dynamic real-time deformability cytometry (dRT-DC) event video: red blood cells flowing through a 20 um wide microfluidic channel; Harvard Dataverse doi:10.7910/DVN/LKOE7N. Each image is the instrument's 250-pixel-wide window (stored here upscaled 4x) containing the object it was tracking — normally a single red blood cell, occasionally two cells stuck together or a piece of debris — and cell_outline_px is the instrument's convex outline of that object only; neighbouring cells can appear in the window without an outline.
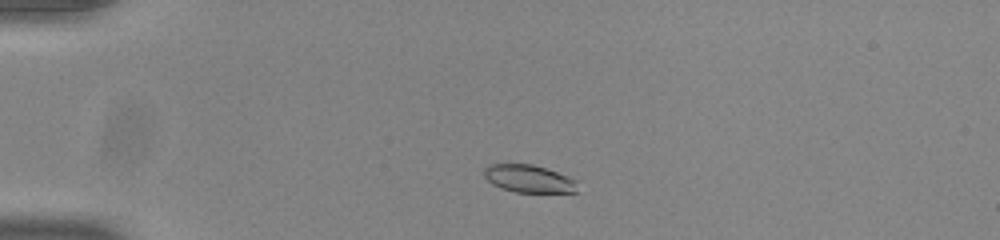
{"species": "common noctule bat (a hibernating species)", "species_latin": "Nyctalus noctula", "temperature_condition": "room temperature", "stored_images_in_passage": 46, "camera_frame_rate_fps": 3000, "um_per_image_px": 0.085, "animal": {"sex": "male", "body_mass_g": 20.0, "forearm_length_mm": 53.3}, "frame": {"image": 1, "passage_image": 5, "time_ms": 1.333, "image_size_px": [1000, 240], "cell_outline_px": [[576, 192], [516, 192], [500, 188], [492, 184], [484, 176], [484, 168], [488, 164], [532, 164], [568, 176], [576, 180]], "centroid_in_image_um": [44.91, 15.19], "position_along_channel_um": 40.1, "area_um2": 14.91}}
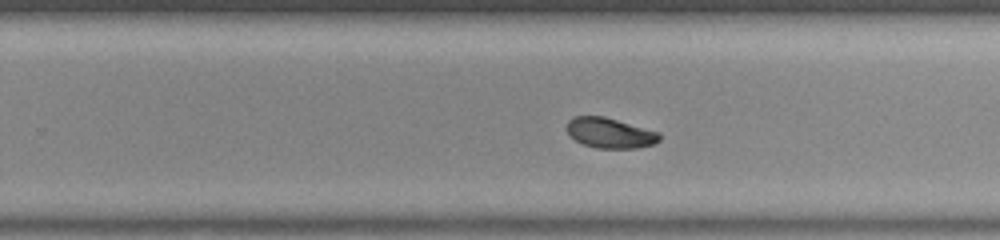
{"frame": {"image": 2, "passage_image": 27, "time_ms": 8.667, "image_size_px": [1000, 240], "cell_outline_px": [[660, 140], [656, 144], [636, 148], [596, 148], [584, 144], [576, 140], [568, 132], [568, 120], [572, 116], [604, 116], [660, 132]], "centroid_in_image_um": [51.89, 11.3], "position_along_channel_um": 277.9, "area_um2": 16.3}}
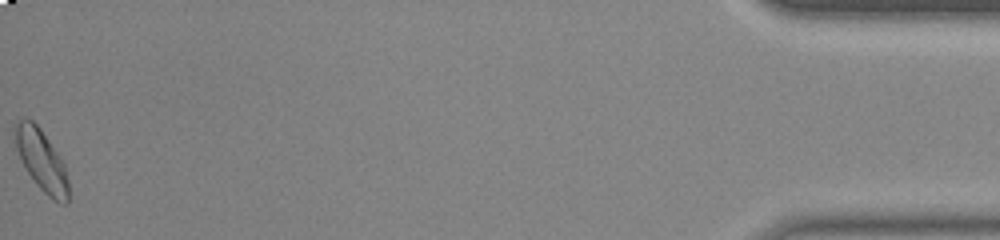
{"frame": {"image": 3, "passage_image": 46, "time_ms": 15.0, "image_size_px": [1000, 240], "cell_outline_px": [[68, 204], [60, 204], [52, 200], [36, 184], [20, 160], [16, 148], [16, 124], [20, 120], [32, 120], [40, 128], [60, 156], [64, 164], [68, 180]], "centroid_in_image_um": [3.57, 13.69], "position_along_channel_um": 431.6, "area_um2": 18.79}, "authors_computed_cell_mechanics": {"area_um2": 16.7331, "velocity_mm_per_s": 3.835, "shape_relaxation_time_tau1_ms": 2.5695, "shape_relaxation_time_tau2_ms": 2.6158, "deformation_change_tau1": 0.1037, "deformation_change_tau2": 0.0555}}